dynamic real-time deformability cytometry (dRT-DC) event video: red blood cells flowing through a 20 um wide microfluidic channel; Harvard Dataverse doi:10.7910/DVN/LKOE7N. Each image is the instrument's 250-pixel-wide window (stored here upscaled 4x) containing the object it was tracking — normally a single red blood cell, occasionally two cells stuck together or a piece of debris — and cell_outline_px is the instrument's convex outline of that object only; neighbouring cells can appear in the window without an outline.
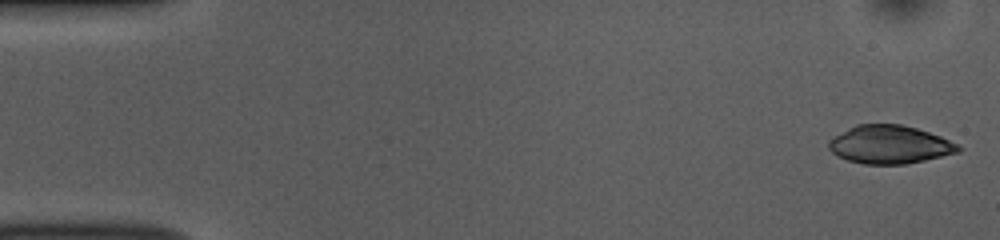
{"species": "common noctule bat (a hibernating species)", "species_latin": "Nyctalus noctula", "temperature_condition": "room temperature", "stored_images_in_passage": 51, "camera_frame_rate_fps": 3000, "um_per_image_px": 0.085, "animal": {"sex": "female", "body_mass_g": 10.0, "forearm_length_mm": 53.1}, "frame": {"image": 1, "passage_image": 1, "time_ms": 0.0, "image_size_px": [1000, 240], "cell_outline_px": [[960, 152], [924, 160], [904, 164], [864, 164], [848, 160], [836, 156], [828, 148], [828, 140], [832, 136], [856, 124], [900, 124], [916, 128], [940, 136], [956, 144], [960, 148]], "centroid_in_image_um": [75.56, 12.28], "position_along_channel_um": 9.4, "area_um2": 28.78}}
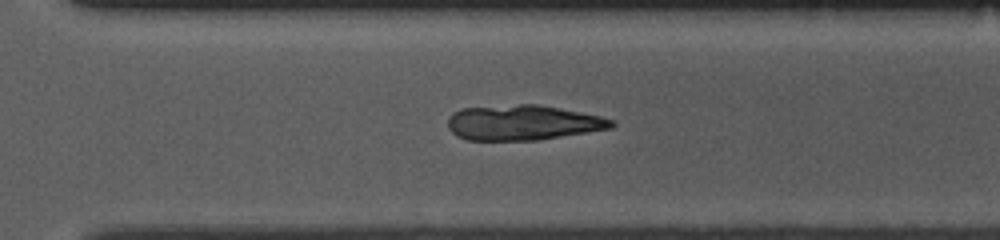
{"frame": {"image": 2, "passage_image": 36, "time_ms": 11.667, "image_size_px": [1000, 240], "cell_outline_px": [[616, 124], [612, 128], [536, 140], [468, 140], [456, 136], [448, 128], [448, 120], [452, 112], [460, 108], [520, 104], [540, 104], [600, 116], [616, 120]], "centroid_in_image_um": [44.43, 10.42], "position_along_channel_um": 326.2, "area_um2": 33.58}}
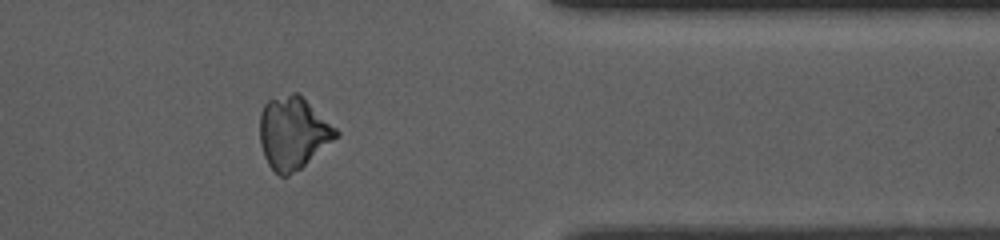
{"frame": {"image": 3, "passage_image": 42, "time_ms": 13.667, "image_size_px": [1000, 240], "cell_outline_px": [[340, 136], [300, 168], [288, 176], [280, 176], [268, 164], [264, 156], [260, 144], [260, 112], [264, 104], [268, 100], [292, 92], [300, 92], [340, 132]], "centroid_in_image_um": [24.92, 11.27], "position_along_channel_um": 386.5, "area_um2": 32.31}}